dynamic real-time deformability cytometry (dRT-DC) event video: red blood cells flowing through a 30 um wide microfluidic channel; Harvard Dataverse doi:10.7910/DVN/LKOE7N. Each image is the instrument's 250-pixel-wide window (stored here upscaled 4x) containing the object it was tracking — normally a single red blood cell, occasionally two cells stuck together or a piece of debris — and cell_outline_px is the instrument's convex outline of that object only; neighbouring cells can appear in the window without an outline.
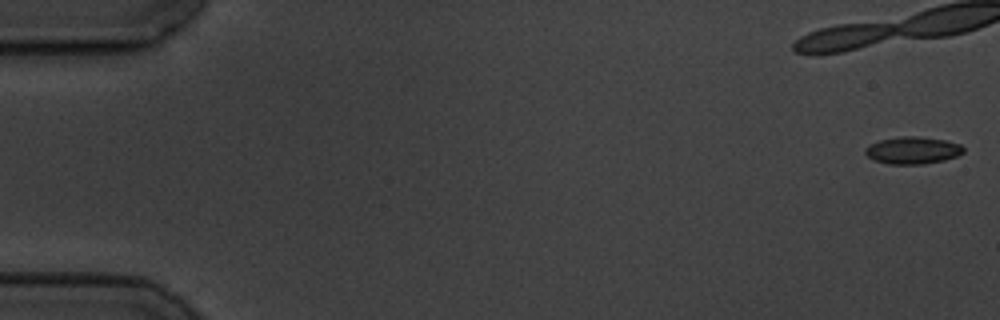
{"species": "common noctule bat (a hibernating species)", "species_latin": "Nyctalus noctula", "temperature_condition": "cold", "stored_images_in_passage": 13, "camera_frame_rate_fps": 3000, "um_per_image_px": 0.085, "animal": {"sex": "male", "body_mass_g": 19.5, "forearm_length_mm": 54.6}, "frame": {"image": 1, "passage_image": 1, "time_ms": 0.0, "image_size_px": [1000, 320], "cell_outline_px": [[964, 152], [956, 156], [944, 160], [924, 164], [888, 164], [872, 160], [864, 152], [864, 148], [868, 144], [880, 140], [900, 136], [920, 136], [944, 140], [960, 144], [964, 148]], "centroid_in_image_um": [77.54, 12.77], "position_along_channel_um": 7.5, "area_um2": 15.72}}
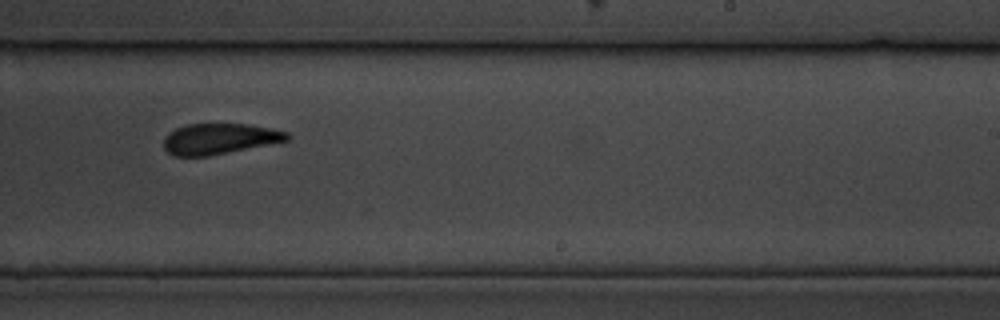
{"frame": {"image": 2, "passage_image": 11, "time_ms": 12.667, "image_size_px": [1000, 320], "cell_outline_px": [[292, 136], [288, 140], [208, 156], [172, 156], [164, 148], [164, 136], [168, 132], [176, 128], [188, 124], [248, 124], [272, 128], [288, 132]], "centroid_in_image_um": [18.64, 11.79], "position_along_channel_um": 270.4, "area_um2": 22.08}}